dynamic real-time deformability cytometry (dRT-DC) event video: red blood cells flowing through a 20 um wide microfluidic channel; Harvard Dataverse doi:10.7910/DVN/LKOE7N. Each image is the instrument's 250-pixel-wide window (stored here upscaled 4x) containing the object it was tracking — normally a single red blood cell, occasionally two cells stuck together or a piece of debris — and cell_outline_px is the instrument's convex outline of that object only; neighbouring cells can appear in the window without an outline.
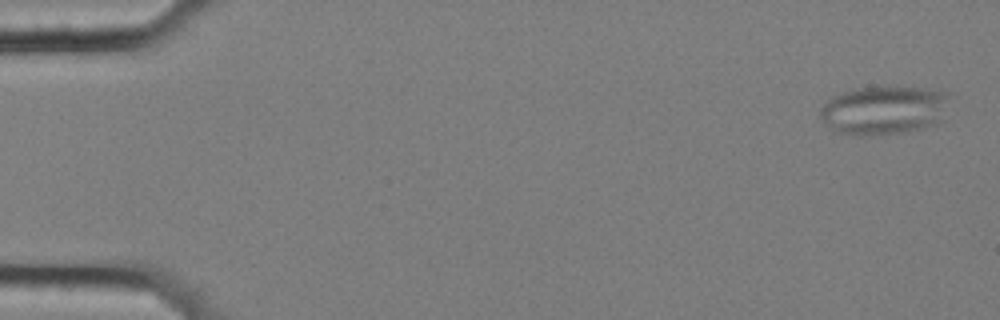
{"species": "common noctule bat (a hibernating species)", "species_latin": "Nyctalus noctula", "temperature_condition": "cold", "stored_images_in_passage": 58, "camera_frame_rate_fps": 3000, "um_per_image_px": 0.085, "animal": {"sex": "female", "body_mass_g": 25.1}, "frame": {"image": 1, "passage_image": 2, "time_ms": 0.333, "image_size_px": [1000, 320], "cell_outline_px": [[948, 96], [944, 120], [936, 124], [924, 128], [904, 132], [872, 136], [852, 136], [832, 132], [820, 116], [820, 108], [832, 96], [852, 88], [884, 84], [924, 88], [948, 92]], "centroid_in_image_um": [75.11, 9.35], "position_along_channel_um": 9.9, "area_um2": 38.15}}
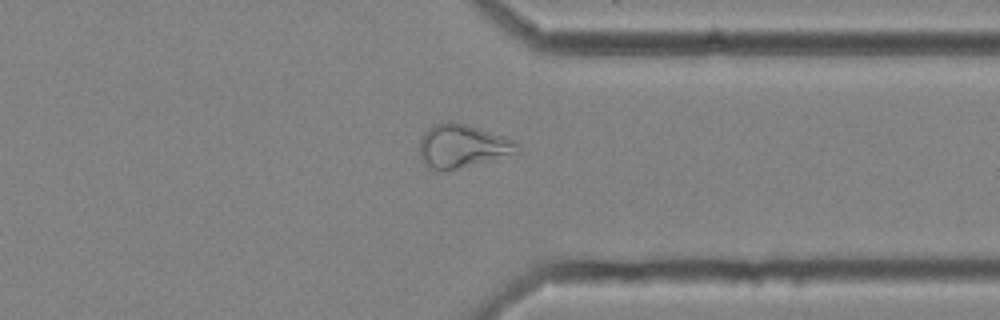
{"frame": {"image": 2, "passage_image": 45, "time_ms": 14.667, "image_size_px": [1000, 320], "cell_outline_px": [[520, 152], [444, 172], [436, 172], [424, 164], [420, 160], [420, 140], [424, 132], [432, 124], [440, 120], [452, 120], [480, 128], [516, 140], [520, 144]], "centroid_in_image_um": [39.27, 12.4], "position_along_channel_um": 372.1, "area_um2": 25.32}}
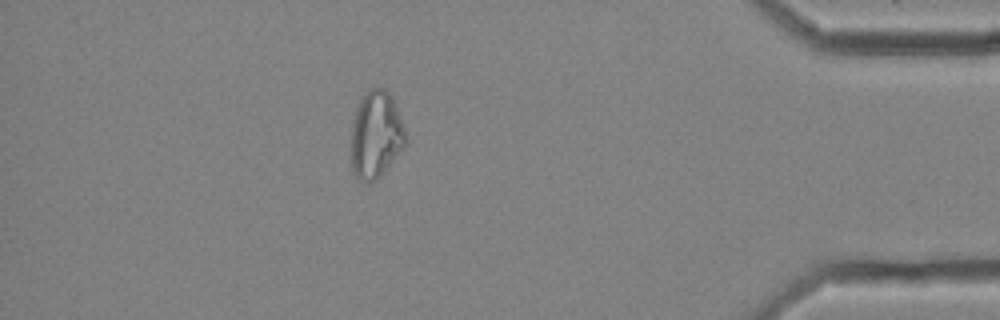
{"frame": {"image": 3, "passage_image": 51, "time_ms": 16.667, "image_size_px": [1000, 320], "cell_outline_px": [[408, 144], [380, 176], [376, 180], [360, 180], [352, 172], [352, 120], [356, 108], [360, 100], [372, 88], [384, 88], [392, 96], [408, 136]], "centroid_in_image_um": [31.99, 11.45], "position_along_channel_um": 403.2, "area_um2": 27.69}}